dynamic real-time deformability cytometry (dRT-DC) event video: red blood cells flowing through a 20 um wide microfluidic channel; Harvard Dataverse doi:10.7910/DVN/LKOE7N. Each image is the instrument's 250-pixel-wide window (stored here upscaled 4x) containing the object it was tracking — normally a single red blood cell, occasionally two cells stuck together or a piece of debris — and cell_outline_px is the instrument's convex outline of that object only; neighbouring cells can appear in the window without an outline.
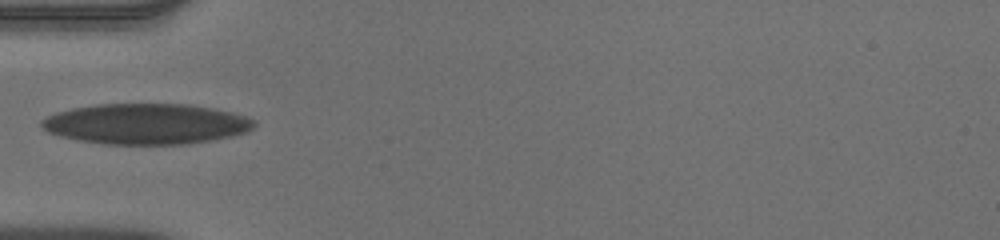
{"species": "human", "species_latin": "Homo sapiens", "temperature_condition": "warm", "stored_images_in_passage": 37, "camera_frame_rate_fps": 3000, "um_per_image_px": 0.085, "donor": {"sex": "male"}, "frame": {"image": 1, "passage_image": 1, "time_ms": 0.0, "image_size_px": [1000, 240], "cell_outline_px": [[256, 124], [252, 128], [244, 132], [232, 136], [212, 140], [188, 144], [104, 144], [80, 140], [60, 136], [48, 132], [40, 124], [40, 120], [56, 112], [72, 108], [96, 104], [192, 104], [232, 112], [248, 116], [256, 120]], "centroid_in_image_um": [12.44, 10.52], "position_along_channel_um": 72.6, "area_um2": 50.46}}
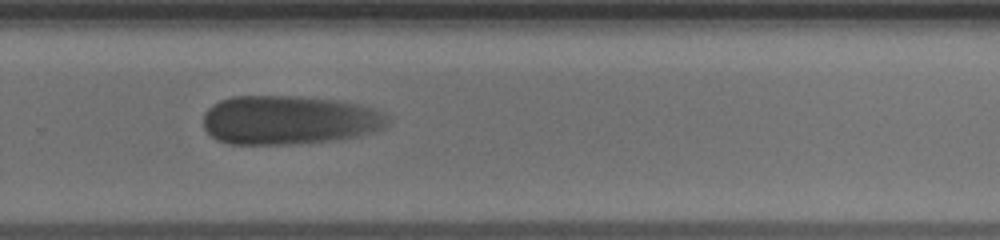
{"frame": {"image": 2, "passage_image": 20, "time_ms": 6.333, "image_size_px": [1000, 240], "cell_outline_px": [[392, 120], [384, 128], [372, 132], [340, 140], [296, 144], [228, 144], [216, 140], [204, 128], [204, 112], [212, 104], [220, 100], [232, 96], [292, 96], [344, 100], [376, 108], [388, 116]], "centroid_in_image_um": [24.61, 10.2], "position_along_channel_um": 305.2, "area_um2": 53.47}}
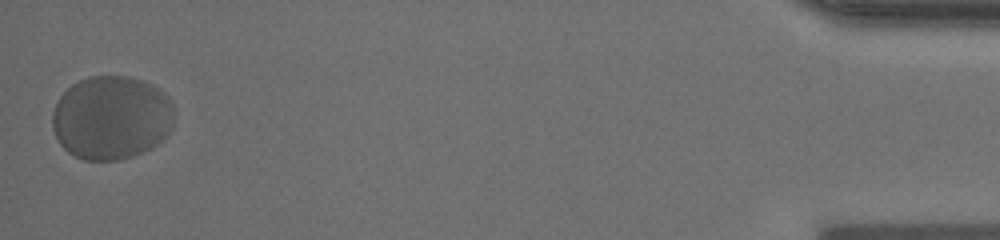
{"frame": {"image": 3, "passage_image": 37, "time_ms": 12.0, "image_size_px": [1000, 240], "cell_outline_px": [[172, 128], [152, 148], [144, 152], [120, 160], [84, 160], [68, 152], [60, 144], [52, 128], [52, 112], [60, 96], [72, 84], [88, 76], [128, 76], [144, 80], [152, 84], [164, 92], [168, 96], [172, 104]], "centroid_in_image_um": [9.46, 9.99], "position_along_channel_um": 425.7, "area_um2": 59.71}}